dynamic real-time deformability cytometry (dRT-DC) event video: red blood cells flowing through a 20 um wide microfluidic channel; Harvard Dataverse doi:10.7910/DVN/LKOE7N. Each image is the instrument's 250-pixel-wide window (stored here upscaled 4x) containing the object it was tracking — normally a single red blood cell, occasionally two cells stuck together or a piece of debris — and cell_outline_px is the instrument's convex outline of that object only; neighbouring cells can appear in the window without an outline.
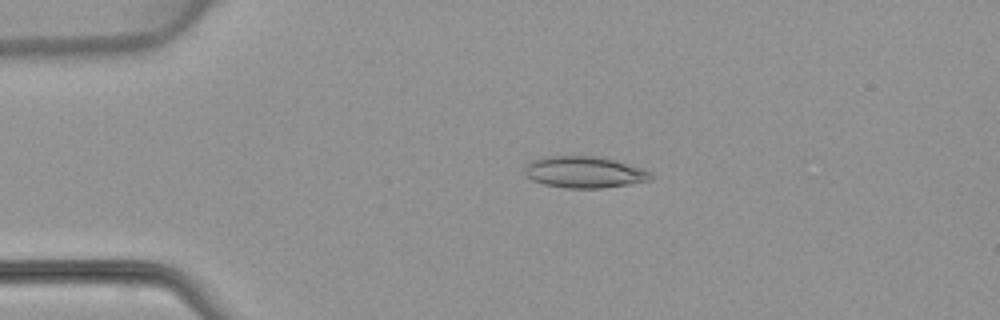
{"species": "common noctule bat (a hibernating species)", "species_latin": "Nyctalus noctula", "temperature_condition": "warm", "stored_images_in_passage": 4, "camera_frame_rate_fps": 3000, "um_per_image_px": 0.085, "animal": {"sex": "female", "body_mass_g": 22.7, "forearm_length_mm": 54.2}, "frame": {"image": 1, "passage_image": 3, "time_ms": 3.333, "image_size_px": [1000, 320], "cell_outline_px": [[652, 180], [604, 188], [564, 188], [544, 184], [532, 180], [524, 172], [524, 168], [532, 160], [544, 156], [596, 156], [616, 160], [640, 168], [648, 172], [652, 176]], "centroid_in_image_um": [49.64, 14.63], "position_along_channel_um": 35.4, "area_um2": 23.06}}